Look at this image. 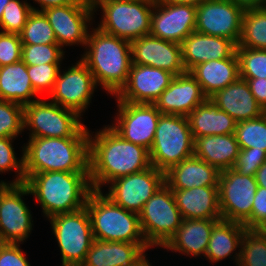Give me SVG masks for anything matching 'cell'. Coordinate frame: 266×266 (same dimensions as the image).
I'll return each mask as SVG.
<instances>
[{
    "label": "cell",
    "mask_w": 266,
    "mask_h": 266,
    "mask_svg": "<svg viewBox=\"0 0 266 266\" xmlns=\"http://www.w3.org/2000/svg\"><path fill=\"white\" fill-rule=\"evenodd\" d=\"M21 53L20 35L0 32V67L21 61Z\"/></svg>",
    "instance_id": "obj_44"
},
{
    "label": "cell",
    "mask_w": 266,
    "mask_h": 266,
    "mask_svg": "<svg viewBox=\"0 0 266 266\" xmlns=\"http://www.w3.org/2000/svg\"><path fill=\"white\" fill-rule=\"evenodd\" d=\"M237 266H266V233L246 229Z\"/></svg>",
    "instance_id": "obj_35"
},
{
    "label": "cell",
    "mask_w": 266,
    "mask_h": 266,
    "mask_svg": "<svg viewBox=\"0 0 266 266\" xmlns=\"http://www.w3.org/2000/svg\"><path fill=\"white\" fill-rule=\"evenodd\" d=\"M35 3L39 4L40 9L37 7H33L35 11H42L48 7L53 6H62L66 4L73 3L75 0H33Z\"/></svg>",
    "instance_id": "obj_48"
},
{
    "label": "cell",
    "mask_w": 266,
    "mask_h": 266,
    "mask_svg": "<svg viewBox=\"0 0 266 266\" xmlns=\"http://www.w3.org/2000/svg\"><path fill=\"white\" fill-rule=\"evenodd\" d=\"M42 12L54 31L57 44L63 50L73 45L85 48L91 30L89 27L95 18L92 0H75L70 4L48 7Z\"/></svg>",
    "instance_id": "obj_12"
},
{
    "label": "cell",
    "mask_w": 266,
    "mask_h": 266,
    "mask_svg": "<svg viewBox=\"0 0 266 266\" xmlns=\"http://www.w3.org/2000/svg\"><path fill=\"white\" fill-rule=\"evenodd\" d=\"M208 98L200 84L190 72L174 76L169 86L156 99L153 105L161 114L187 117L197 106Z\"/></svg>",
    "instance_id": "obj_21"
},
{
    "label": "cell",
    "mask_w": 266,
    "mask_h": 266,
    "mask_svg": "<svg viewBox=\"0 0 266 266\" xmlns=\"http://www.w3.org/2000/svg\"><path fill=\"white\" fill-rule=\"evenodd\" d=\"M120 1H133V2H155L156 0H120Z\"/></svg>",
    "instance_id": "obj_54"
},
{
    "label": "cell",
    "mask_w": 266,
    "mask_h": 266,
    "mask_svg": "<svg viewBox=\"0 0 266 266\" xmlns=\"http://www.w3.org/2000/svg\"><path fill=\"white\" fill-rule=\"evenodd\" d=\"M190 73L200 84L204 95L210 98L239 78L238 56L235 54L230 58L203 62L196 65Z\"/></svg>",
    "instance_id": "obj_29"
},
{
    "label": "cell",
    "mask_w": 266,
    "mask_h": 266,
    "mask_svg": "<svg viewBox=\"0 0 266 266\" xmlns=\"http://www.w3.org/2000/svg\"><path fill=\"white\" fill-rule=\"evenodd\" d=\"M75 63L68 66L65 71L60 68L54 89L48 98L51 102L73 110L82 117L90 107L98 86L87 65L80 58Z\"/></svg>",
    "instance_id": "obj_14"
},
{
    "label": "cell",
    "mask_w": 266,
    "mask_h": 266,
    "mask_svg": "<svg viewBox=\"0 0 266 266\" xmlns=\"http://www.w3.org/2000/svg\"><path fill=\"white\" fill-rule=\"evenodd\" d=\"M94 13L101 9L98 28L128 41L150 34L154 2L92 0Z\"/></svg>",
    "instance_id": "obj_6"
},
{
    "label": "cell",
    "mask_w": 266,
    "mask_h": 266,
    "mask_svg": "<svg viewBox=\"0 0 266 266\" xmlns=\"http://www.w3.org/2000/svg\"><path fill=\"white\" fill-rule=\"evenodd\" d=\"M9 2H10V0H0V20H1L2 15H3L4 8L6 7V5Z\"/></svg>",
    "instance_id": "obj_53"
},
{
    "label": "cell",
    "mask_w": 266,
    "mask_h": 266,
    "mask_svg": "<svg viewBox=\"0 0 266 266\" xmlns=\"http://www.w3.org/2000/svg\"><path fill=\"white\" fill-rule=\"evenodd\" d=\"M237 47L266 49V7L245 9Z\"/></svg>",
    "instance_id": "obj_33"
},
{
    "label": "cell",
    "mask_w": 266,
    "mask_h": 266,
    "mask_svg": "<svg viewBox=\"0 0 266 266\" xmlns=\"http://www.w3.org/2000/svg\"><path fill=\"white\" fill-rule=\"evenodd\" d=\"M102 128L96 132L89 130L88 135L90 183L93 190L100 191L117 178L151 166L146 148L124 140L109 125Z\"/></svg>",
    "instance_id": "obj_1"
},
{
    "label": "cell",
    "mask_w": 266,
    "mask_h": 266,
    "mask_svg": "<svg viewBox=\"0 0 266 266\" xmlns=\"http://www.w3.org/2000/svg\"><path fill=\"white\" fill-rule=\"evenodd\" d=\"M24 132V106L0 100V138H16Z\"/></svg>",
    "instance_id": "obj_39"
},
{
    "label": "cell",
    "mask_w": 266,
    "mask_h": 266,
    "mask_svg": "<svg viewBox=\"0 0 266 266\" xmlns=\"http://www.w3.org/2000/svg\"><path fill=\"white\" fill-rule=\"evenodd\" d=\"M236 49L237 44L230 39L197 31L192 32L181 43L183 64L188 72L203 62L233 57Z\"/></svg>",
    "instance_id": "obj_22"
},
{
    "label": "cell",
    "mask_w": 266,
    "mask_h": 266,
    "mask_svg": "<svg viewBox=\"0 0 266 266\" xmlns=\"http://www.w3.org/2000/svg\"><path fill=\"white\" fill-rule=\"evenodd\" d=\"M266 161V152L254 148L240 149L233 169L241 175L255 176L256 171Z\"/></svg>",
    "instance_id": "obj_43"
},
{
    "label": "cell",
    "mask_w": 266,
    "mask_h": 266,
    "mask_svg": "<svg viewBox=\"0 0 266 266\" xmlns=\"http://www.w3.org/2000/svg\"><path fill=\"white\" fill-rule=\"evenodd\" d=\"M94 239L106 242H130L150 250L139 223V214L115 204L104 191L92 190L86 201Z\"/></svg>",
    "instance_id": "obj_5"
},
{
    "label": "cell",
    "mask_w": 266,
    "mask_h": 266,
    "mask_svg": "<svg viewBox=\"0 0 266 266\" xmlns=\"http://www.w3.org/2000/svg\"><path fill=\"white\" fill-rule=\"evenodd\" d=\"M104 194L125 210L139 214L144 204L165 184V172L152 165L109 183Z\"/></svg>",
    "instance_id": "obj_15"
},
{
    "label": "cell",
    "mask_w": 266,
    "mask_h": 266,
    "mask_svg": "<svg viewBox=\"0 0 266 266\" xmlns=\"http://www.w3.org/2000/svg\"><path fill=\"white\" fill-rule=\"evenodd\" d=\"M60 248L62 266H81L94 236L86 207L47 219Z\"/></svg>",
    "instance_id": "obj_9"
},
{
    "label": "cell",
    "mask_w": 266,
    "mask_h": 266,
    "mask_svg": "<svg viewBox=\"0 0 266 266\" xmlns=\"http://www.w3.org/2000/svg\"><path fill=\"white\" fill-rule=\"evenodd\" d=\"M172 190L162 185L144 204L139 213V223L143 237L152 248L163 247L176 233L182 223Z\"/></svg>",
    "instance_id": "obj_10"
},
{
    "label": "cell",
    "mask_w": 266,
    "mask_h": 266,
    "mask_svg": "<svg viewBox=\"0 0 266 266\" xmlns=\"http://www.w3.org/2000/svg\"><path fill=\"white\" fill-rule=\"evenodd\" d=\"M65 52L58 44L22 45L21 60L31 66L62 64Z\"/></svg>",
    "instance_id": "obj_41"
},
{
    "label": "cell",
    "mask_w": 266,
    "mask_h": 266,
    "mask_svg": "<svg viewBox=\"0 0 266 266\" xmlns=\"http://www.w3.org/2000/svg\"><path fill=\"white\" fill-rule=\"evenodd\" d=\"M148 250H145L136 260H134L132 263L128 264L127 266H153L151 262L148 261V256L145 252ZM151 263V264H150Z\"/></svg>",
    "instance_id": "obj_52"
},
{
    "label": "cell",
    "mask_w": 266,
    "mask_h": 266,
    "mask_svg": "<svg viewBox=\"0 0 266 266\" xmlns=\"http://www.w3.org/2000/svg\"><path fill=\"white\" fill-rule=\"evenodd\" d=\"M6 244V242L0 237V252L3 246Z\"/></svg>",
    "instance_id": "obj_55"
},
{
    "label": "cell",
    "mask_w": 266,
    "mask_h": 266,
    "mask_svg": "<svg viewBox=\"0 0 266 266\" xmlns=\"http://www.w3.org/2000/svg\"><path fill=\"white\" fill-rule=\"evenodd\" d=\"M113 123L108 124L124 140L143 146L148 151L154 142L161 112L153 104L117 101Z\"/></svg>",
    "instance_id": "obj_16"
},
{
    "label": "cell",
    "mask_w": 266,
    "mask_h": 266,
    "mask_svg": "<svg viewBox=\"0 0 266 266\" xmlns=\"http://www.w3.org/2000/svg\"><path fill=\"white\" fill-rule=\"evenodd\" d=\"M33 6L27 0H10L0 20V32L20 34Z\"/></svg>",
    "instance_id": "obj_38"
},
{
    "label": "cell",
    "mask_w": 266,
    "mask_h": 266,
    "mask_svg": "<svg viewBox=\"0 0 266 266\" xmlns=\"http://www.w3.org/2000/svg\"><path fill=\"white\" fill-rule=\"evenodd\" d=\"M248 82L250 90L257 103L266 109V78H241Z\"/></svg>",
    "instance_id": "obj_47"
},
{
    "label": "cell",
    "mask_w": 266,
    "mask_h": 266,
    "mask_svg": "<svg viewBox=\"0 0 266 266\" xmlns=\"http://www.w3.org/2000/svg\"><path fill=\"white\" fill-rule=\"evenodd\" d=\"M252 229L266 233V188L259 187L252 207Z\"/></svg>",
    "instance_id": "obj_45"
},
{
    "label": "cell",
    "mask_w": 266,
    "mask_h": 266,
    "mask_svg": "<svg viewBox=\"0 0 266 266\" xmlns=\"http://www.w3.org/2000/svg\"><path fill=\"white\" fill-rule=\"evenodd\" d=\"M16 138L7 137L0 138V174L5 172H14L16 177L11 182L0 180V184H24L25 173H24V158H23V147L21 157H17L13 148V142Z\"/></svg>",
    "instance_id": "obj_40"
},
{
    "label": "cell",
    "mask_w": 266,
    "mask_h": 266,
    "mask_svg": "<svg viewBox=\"0 0 266 266\" xmlns=\"http://www.w3.org/2000/svg\"><path fill=\"white\" fill-rule=\"evenodd\" d=\"M173 78L172 73L161 68L132 63L126 84L114 98L120 102L153 104Z\"/></svg>",
    "instance_id": "obj_18"
},
{
    "label": "cell",
    "mask_w": 266,
    "mask_h": 266,
    "mask_svg": "<svg viewBox=\"0 0 266 266\" xmlns=\"http://www.w3.org/2000/svg\"><path fill=\"white\" fill-rule=\"evenodd\" d=\"M41 205L46 219L61 213H71L86 206L93 190L89 172L51 171L29 175L24 183Z\"/></svg>",
    "instance_id": "obj_3"
},
{
    "label": "cell",
    "mask_w": 266,
    "mask_h": 266,
    "mask_svg": "<svg viewBox=\"0 0 266 266\" xmlns=\"http://www.w3.org/2000/svg\"><path fill=\"white\" fill-rule=\"evenodd\" d=\"M219 174L214 166L192 155L165 172V184L171 190L218 186Z\"/></svg>",
    "instance_id": "obj_25"
},
{
    "label": "cell",
    "mask_w": 266,
    "mask_h": 266,
    "mask_svg": "<svg viewBox=\"0 0 266 266\" xmlns=\"http://www.w3.org/2000/svg\"><path fill=\"white\" fill-rule=\"evenodd\" d=\"M235 136L240 149L254 148L266 152V117L236 123Z\"/></svg>",
    "instance_id": "obj_36"
},
{
    "label": "cell",
    "mask_w": 266,
    "mask_h": 266,
    "mask_svg": "<svg viewBox=\"0 0 266 266\" xmlns=\"http://www.w3.org/2000/svg\"><path fill=\"white\" fill-rule=\"evenodd\" d=\"M144 251L137 243L94 239L81 266H127Z\"/></svg>",
    "instance_id": "obj_31"
},
{
    "label": "cell",
    "mask_w": 266,
    "mask_h": 266,
    "mask_svg": "<svg viewBox=\"0 0 266 266\" xmlns=\"http://www.w3.org/2000/svg\"><path fill=\"white\" fill-rule=\"evenodd\" d=\"M187 118L194 140L197 137L235 133L237 122L209 98L197 106Z\"/></svg>",
    "instance_id": "obj_30"
},
{
    "label": "cell",
    "mask_w": 266,
    "mask_h": 266,
    "mask_svg": "<svg viewBox=\"0 0 266 266\" xmlns=\"http://www.w3.org/2000/svg\"><path fill=\"white\" fill-rule=\"evenodd\" d=\"M25 195H31L25 184H0V237L6 243L23 244L33 230Z\"/></svg>",
    "instance_id": "obj_13"
},
{
    "label": "cell",
    "mask_w": 266,
    "mask_h": 266,
    "mask_svg": "<svg viewBox=\"0 0 266 266\" xmlns=\"http://www.w3.org/2000/svg\"><path fill=\"white\" fill-rule=\"evenodd\" d=\"M37 96L27 73V65L22 60L0 67V100L24 106L40 99Z\"/></svg>",
    "instance_id": "obj_32"
},
{
    "label": "cell",
    "mask_w": 266,
    "mask_h": 266,
    "mask_svg": "<svg viewBox=\"0 0 266 266\" xmlns=\"http://www.w3.org/2000/svg\"><path fill=\"white\" fill-rule=\"evenodd\" d=\"M244 12L231 0H204L196 9L195 31L238 44Z\"/></svg>",
    "instance_id": "obj_17"
},
{
    "label": "cell",
    "mask_w": 266,
    "mask_h": 266,
    "mask_svg": "<svg viewBox=\"0 0 266 266\" xmlns=\"http://www.w3.org/2000/svg\"><path fill=\"white\" fill-rule=\"evenodd\" d=\"M209 99L236 122L256 119L264 110L252 95L248 82L240 77Z\"/></svg>",
    "instance_id": "obj_24"
},
{
    "label": "cell",
    "mask_w": 266,
    "mask_h": 266,
    "mask_svg": "<svg viewBox=\"0 0 266 266\" xmlns=\"http://www.w3.org/2000/svg\"><path fill=\"white\" fill-rule=\"evenodd\" d=\"M240 78H266V49L237 47Z\"/></svg>",
    "instance_id": "obj_37"
},
{
    "label": "cell",
    "mask_w": 266,
    "mask_h": 266,
    "mask_svg": "<svg viewBox=\"0 0 266 266\" xmlns=\"http://www.w3.org/2000/svg\"><path fill=\"white\" fill-rule=\"evenodd\" d=\"M61 66V64L27 65V73L39 98L42 94L47 97L51 94Z\"/></svg>",
    "instance_id": "obj_42"
},
{
    "label": "cell",
    "mask_w": 266,
    "mask_h": 266,
    "mask_svg": "<svg viewBox=\"0 0 266 266\" xmlns=\"http://www.w3.org/2000/svg\"><path fill=\"white\" fill-rule=\"evenodd\" d=\"M263 115L266 117V109L263 110Z\"/></svg>",
    "instance_id": "obj_56"
},
{
    "label": "cell",
    "mask_w": 266,
    "mask_h": 266,
    "mask_svg": "<svg viewBox=\"0 0 266 266\" xmlns=\"http://www.w3.org/2000/svg\"><path fill=\"white\" fill-rule=\"evenodd\" d=\"M130 43L133 64L161 68L174 76L187 72L183 64L181 44L150 34Z\"/></svg>",
    "instance_id": "obj_20"
},
{
    "label": "cell",
    "mask_w": 266,
    "mask_h": 266,
    "mask_svg": "<svg viewBox=\"0 0 266 266\" xmlns=\"http://www.w3.org/2000/svg\"><path fill=\"white\" fill-rule=\"evenodd\" d=\"M23 158L25 179L41 172H89L88 137L29 138Z\"/></svg>",
    "instance_id": "obj_4"
},
{
    "label": "cell",
    "mask_w": 266,
    "mask_h": 266,
    "mask_svg": "<svg viewBox=\"0 0 266 266\" xmlns=\"http://www.w3.org/2000/svg\"><path fill=\"white\" fill-rule=\"evenodd\" d=\"M0 266H31L20 244L6 243L0 252Z\"/></svg>",
    "instance_id": "obj_46"
},
{
    "label": "cell",
    "mask_w": 266,
    "mask_h": 266,
    "mask_svg": "<svg viewBox=\"0 0 266 266\" xmlns=\"http://www.w3.org/2000/svg\"><path fill=\"white\" fill-rule=\"evenodd\" d=\"M244 9H254L266 7V0H231Z\"/></svg>",
    "instance_id": "obj_49"
},
{
    "label": "cell",
    "mask_w": 266,
    "mask_h": 266,
    "mask_svg": "<svg viewBox=\"0 0 266 266\" xmlns=\"http://www.w3.org/2000/svg\"><path fill=\"white\" fill-rule=\"evenodd\" d=\"M89 31L81 60L94 76L97 86L115 96L126 84L132 64L131 43L98 27Z\"/></svg>",
    "instance_id": "obj_2"
},
{
    "label": "cell",
    "mask_w": 266,
    "mask_h": 266,
    "mask_svg": "<svg viewBox=\"0 0 266 266\" xmlns=\"http://www.w3.org/2000/svg\"><path fill=\"white\" fill-rule=\"evenodd\" d=\"M75 111L40 98L24 105V130L29 138L88 137L89 129Z\"/></svg>",
    "instance_id": "obj_7"
},
{
    "label": "cell",
    "mask_w": 266,
    "mask_h": 266,
    "mask_svg": "<svg viewBox=\"0 0 266 266\" xmlns=\"http://www.w3.org/2000/svg\"><path fill=\"white\" fill-rule=\"evenodd\" d=\"M255 179L259 187L266 188V161L256 171Z\"/></svg>",
    "instance_id": "obj_50"
},
{
    "label": "cell",
    "mask_w": 266,
    "mask_h": 266,
    "mask_svg": "<svg viewBox=\"0 0 266 266\" xmlns=\"http://www.w3.org/2000/svg\"><path fill=\"white\" fill-rule=\"evenodd\" d=\"M257 188L255 176L241 175L233 168L221 171L218 180L221 218L252 229V207Z\"/></svg>",
    "instance_id": "obj_11"
},
{
    "label": "cell",
    "mask_w": 266,
    "mask_h": 266,
    "mask_svg": "<svg viewBox=\"0 0 266 266\" xmlns=\"http://www.w3.org/2000/svg\"><path fill=\"white\" fill-rule=\"evenodd\" d=\"M197 6L154 2L150 35L181 44L195 31Z\"/></svg>",
    "instance_id": "obj_19"
},
{
    "label": "cell",
    "mask_w": 266,
    "mask_h": 266,
    "mask_svg": "<svg viewBox=\"0 0 266 266\" xmlns=\"http://www.w3.org/2000/svg\"><path fill=\"white\" fill-rule=\"evenodd\" d=\"M22 45L57 44L54 31L42 11L33 10L19 34Z\"/></svg>",
    "instance_id": "obj_34"
},
{
    "label": "cell",
    "mask_w": 266,
    "mask_h": 266,
    "mask_svg": "<svg viewBox=\"0 0 266 266\" xmlns=\"http://www.w3.org/2000/svg\"><path fill=\"white\" fill-rule=\"evenodd\" d=\"M194 155V139L185 116L161 114L149 150L150 164L166 172Z\"/></svg>",
    "instance_id": "obj_8"
},
{
    "label": "cell",
    "mask_w": 266,
    "mask_h": 266,
    "mask_svg": "<svg viewBox=\"0 0 266 266\" xmlns=\"http://www.w3.org/2000/svg\"><path fill=\"white\" fill-rule=\"evenodd\" d=\"M204 0H156L155 2L162 4H189L193 6H198Z\"/></svg>",
    "instance_id": "obj_51"
},
{
    "label": "cell",
    "mask_w": 266,
    "mask_h": 266,
    "mask_svg": "<svg viewBox=\"0 0 266 266\" xmlns=\"http://www.w3.org/2000/svg\"><path fill=\"white\" fill-rule=\"evenodd\" d=\"M239 150L235 133L197 137L194 140V155L219 172L233 168Z\"/></svg>",
    "instance_id": "obj_28"
},
{
    "label": "cell",
    "mask_w": 266,
    "mask_h": 266,
    "mask_svg": "<svg viewBox=\"0 0 266 266\" xmlns=\"http://www.w3.org/2000/svg\"><path fill=\"white\" fill-rule=\"evenodd\" d=\"M246 229L247 227L242 223L220 219L213 226L205 259L213 264L229 256L228 258L232 257L237 266L240 259L241 240Z\"/></svg>",
    "instance_id": "obj_27"
},
{
    "label": "cell",
    "mask_w": 266,
    "mask_h": 266,
    "mask_svg": "<svg viewBox=\"0 0 266 266\" xmlns=\"http://www.w3.org/2000/svg\"><path fill=\"white\" fill-rule=\"evenodd\" d=\"M183 219H222L218 186L172 190Z\"/></svg>",
    "instance_id": "obj_26"
},
{
    "label": "cell",
    "mask_w": 266,
    "mask_h": 266,
    "mask_svg": "<svg viewBox=\"0 0 266 266\" xmlns=\"http://www.w3.org/2000/svg\"><path fill=\"white\" fill-rule=\"evenodd\" d=\"M220 219H183L176 233L162 247L186 257L205 258L213 226Z\"/></svg>",
    "instance_id": "obj_23"
}]
</instances>
